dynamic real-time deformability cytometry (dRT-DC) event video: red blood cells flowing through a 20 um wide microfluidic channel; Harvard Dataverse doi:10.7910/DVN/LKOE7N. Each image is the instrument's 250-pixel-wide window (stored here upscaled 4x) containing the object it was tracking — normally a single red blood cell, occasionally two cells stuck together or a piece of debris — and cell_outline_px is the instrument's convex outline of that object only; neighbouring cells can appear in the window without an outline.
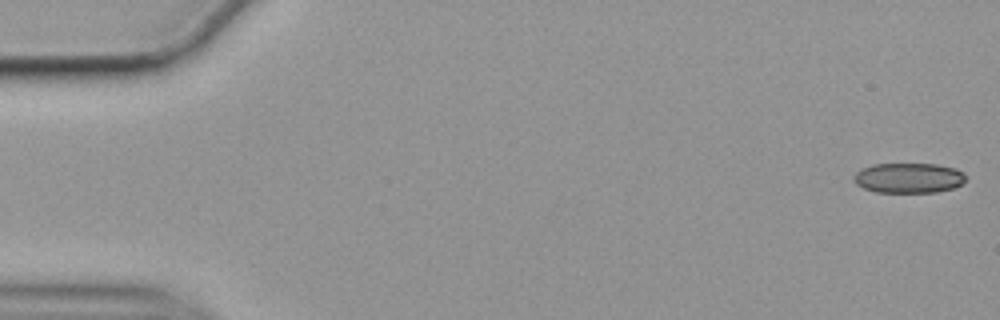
{"species": "common noctule bat (a hibernating species)", "species_latin": "Nyctalus noctula", "temperature_condition": "cold", "stored_images_in_passage": 56, "camera_frame_rate_fps": 3000, "um_per_image_px": 0.085, "animal": {"sex": "female", "body_mass_g": 19.9}, "frame": {"image": 1, "passage_image": 1, "time_ms": 0.0, "image_size_px": [1000, 320], "cell_outline_px": [[964, 180], [960, 184], [952, 188], [936, 192], [876, 192], [864, 188], [856, 184], [852, 180], [852, 176], [860, 168], [872, 164], [936, 164], [956, 168], [964, 172]], "centroid_in_image_um": [77.18, 15.11], "position_along_channel_um": 7.8, "area_um2": 19.71}}
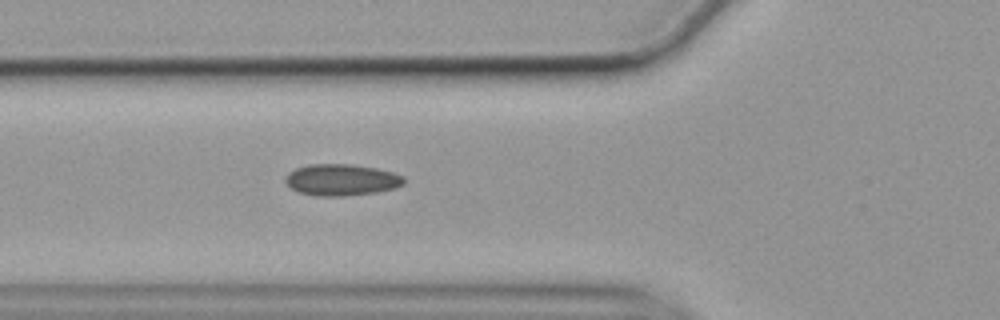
{"frame": {"image": 2, "passage_image": 20, "time_ms": 6.333, "image_size_px": [1000, 320], "cell_outline_px": [[404, 184], [396, 188], [376, 192], [344, 196], [316, 196], [300, 192], [292, 188], [284, 180], [284, 176], [288, 172], [296, 168], [308, 164], [352, 164], [376, 168], [392, 172], [404, 176]], "centroid_in_image_um": [29.02, 15.28], "position_along_channel_um": 96.8, "area_um2": 21.85}}
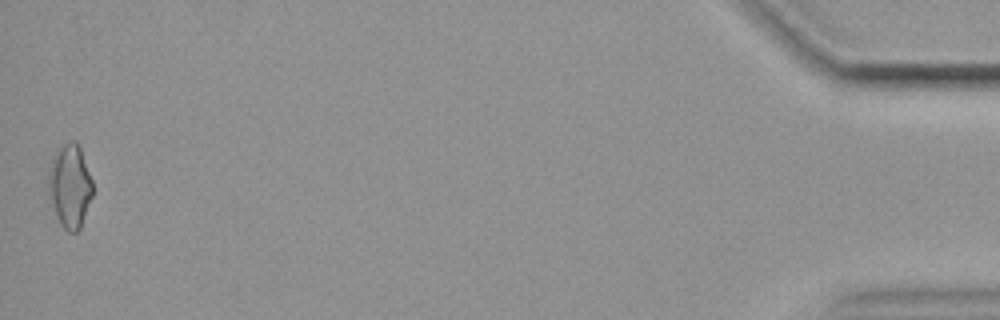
{"frame": {"image": 3, "passage_image": 56, "time_ms": 18.333, "image_size_px": [1000, 320], "cell_outline_px": [[92, 196], [80, 228], [76, 232], [68, 232], [60, 224], [48, 200], [48, 176], [52, 156], [56, 148], [72, 140], [80, 148], [92, 180]], "centroid_in_image_um": [5.9, 15.82], "position_along_channel_um": 429.3, "area_um2": 21.62}, "authors_computed_cell_mechanics": {"area_um2": 20.4612, "velocity_mm_per_s": 3.537, "shape_relaxation_time_tau1_ms": null, "shape_relaxation_time_tau2_ms": 3.0297, "deformation_change_tau1": null, "deformation_change_tau2": 0.0998}}